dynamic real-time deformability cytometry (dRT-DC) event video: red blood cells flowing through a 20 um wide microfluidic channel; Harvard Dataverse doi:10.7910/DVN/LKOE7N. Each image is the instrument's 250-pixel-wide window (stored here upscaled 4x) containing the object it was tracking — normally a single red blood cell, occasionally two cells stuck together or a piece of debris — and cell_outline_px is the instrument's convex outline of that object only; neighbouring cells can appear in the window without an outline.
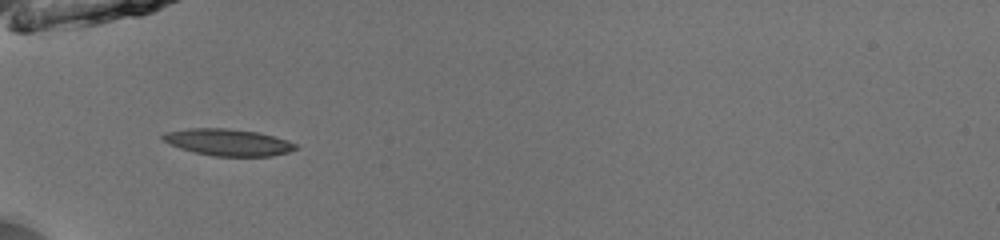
{"species": "common noctule bat (a hibernating species)", "species_latin": "Nyctalus noctula", "temperature_condition": "room temperature", "stored_images_in_passage": 15, "camera_frame_rate_fps": 3000, "um_per_image_px": 0.085, "animal": {"sex": "male", "body_mass_g": 13.0, "forearm_length_mm": 53.1}, "frame": {"image": 1, "passage_image": 3, "time_ms": 0.667, "image_size_px": [1000, 240], "cell_outline_px": [[300, 148], [288, 152], [272, 156], [212, 156], [180, 148], [164, 140], [160, 136], [164, 132], [188, 128], [228, 128], [256, 132], [288, 140], [296, 144]], "centroid_in_image_um": [19.4, 12.09], "position_along_channel_um": 65.6, "area_um2": 20.63}}
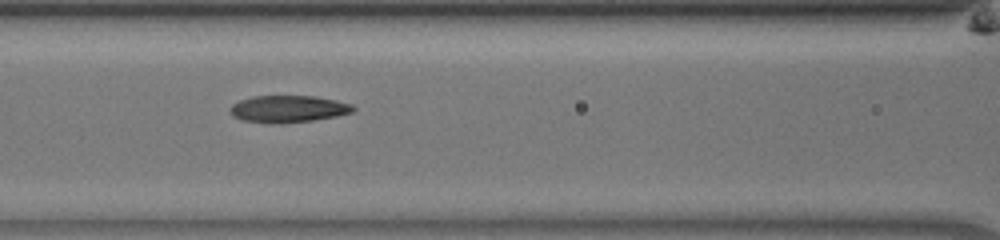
{"frame": {"image": 2, "passage_image": 9, "time_ms": 2.667, "image_size_px": [1000, 240], "cell_outline_px": [[356, 108], [352, 112], [336, 116], [312, 120], [280, 124], [268, 124], [244, 120], [232, 116], [228, 112], [228, 108], [232, 104], [240, 100], [252, 96], [316, 96], [336, 100], [352, 104]], "centroid_in_image_um": [24.45, 9.26], "position_along_channel_um": 142.1, "area_um2": 19.59}}